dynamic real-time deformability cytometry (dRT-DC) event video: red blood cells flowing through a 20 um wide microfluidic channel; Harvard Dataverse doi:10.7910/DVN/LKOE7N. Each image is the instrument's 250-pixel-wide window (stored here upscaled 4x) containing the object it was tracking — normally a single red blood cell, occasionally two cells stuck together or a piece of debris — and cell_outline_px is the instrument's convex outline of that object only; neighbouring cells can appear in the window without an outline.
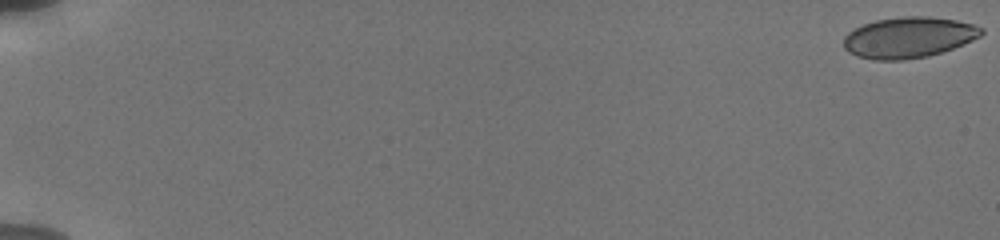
{"species": "human", "species_latin": "Homo sapiens", "temperature_condition": "cold", "stored_images_in_passage": 46, "camera_frame_rate_fps": 3000, "um_per_image_px": 0.085, "donor": {"sex": "male"}, "frame": {"image": 1, "passage_image": 1, "time_ms": 0.0, "image_size_px": [1000, 240], "cell_outline_px": [[984, 32], [980, 36], [972, 40], [952, 48], [928, 56], [904, 60], [872, 60], [856, 56], [848, 52], [844, 48], [844, 36], [848, 32], [864, 24], [876, 20], [904, 16], [928, 16], [956, 20], [972, 24], [984, 28]], "centroid_in_image_um": [77.22, 3.18], "position_along_channel_um": 7.8, "area_um2": 32.77}}
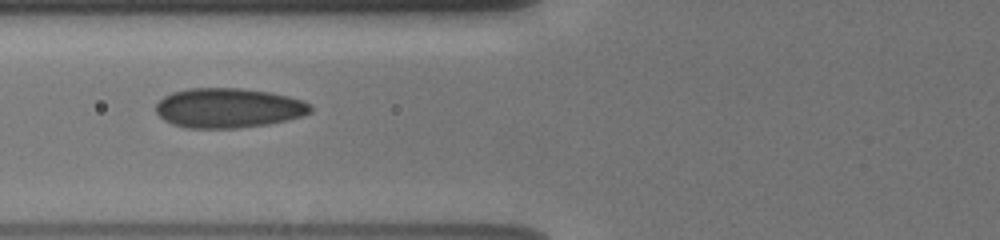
{"frame": {"image": 2, "passage_image": 27, "time_ms": 8.0, "image_size_px": [1000, 240], "cell_outline_px": [[312, 112], [288, 120], [268, 124], [236, 128], [184, 128], [172, 124], [164, 120], [156, 112], [156, 104], [164, 96], [172, 92], [188, 88], [240, 88], [268, 92], [288, 96], [304, 100], [312, 104]], "centroid_in_image_um": [19.42, 9.18], "position_along_channel_um": 106.4, "area_um2": 35.95}}
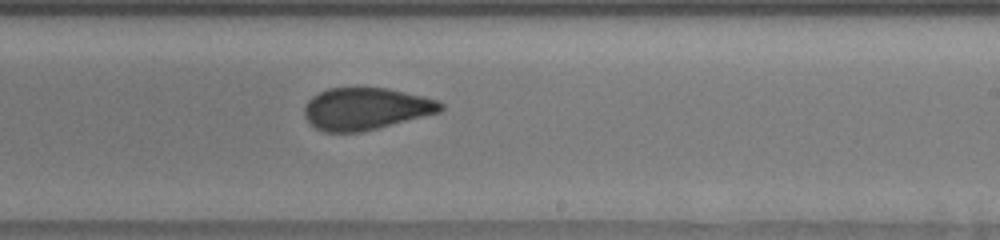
{"frame": {"image": 3, "passage_image": 46, "time_ms": 12.0, "image_size_px": [1000, 240], "cell_outline_px": [[444, 108], [440, 112], [360, 132], [324, 132], [316, 128], [304, 116], [304, 104], [312, 96], [328, 88], [388, 88], [424, 96], [436, 100], [444, 104]], "centroid_in_image_um": [31.08, 9.23], "position_along_channel_um": 257.9, "area_um2": 33.23}}